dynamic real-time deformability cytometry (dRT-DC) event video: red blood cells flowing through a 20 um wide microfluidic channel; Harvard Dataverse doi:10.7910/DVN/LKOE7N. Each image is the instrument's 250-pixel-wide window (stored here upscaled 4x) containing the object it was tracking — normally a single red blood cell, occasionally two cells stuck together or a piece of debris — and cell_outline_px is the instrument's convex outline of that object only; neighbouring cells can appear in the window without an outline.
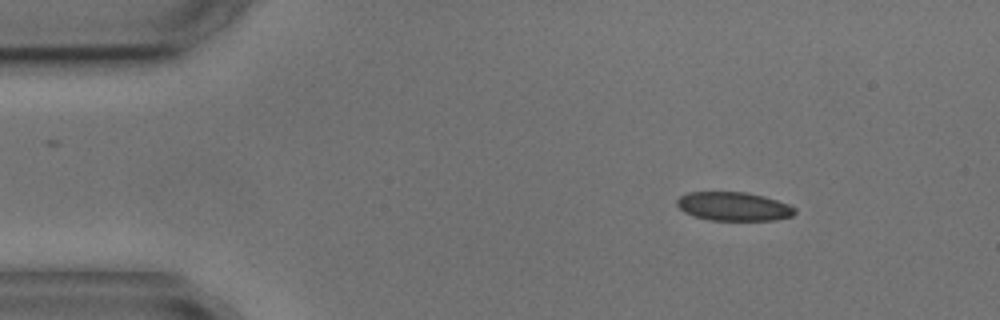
{"species": "common noctule bat (a hibernating species)", "species_latin": "Nyctalus noctula", "temperature_condition": "cold", "stored_images_in_passage": 3, "camera_frame_rate_fps": 3000, "um_per_image_px": 0.085, "animal": {"sex": "male", "body_mass_g": 17.9, "forearm_length_mm": 54.2}, "frame": {"image": 1, "passage_image": 1, "time_ms": 0.0, "image_size_px": [1000, 320], "cell_outline_px": [[796, 212], [792, 216], [776, 220], [708, 220], [692, 216], [684, 212], [676, 204], [676, 200], [680, 196], [688, 192], [744, 192], [764, 196], [788, 204], [796, 208]], "centroid_in_image_um": [62.34, 17.55], "position_along_channel_um": 22.7, "area_um2": 19.83}}
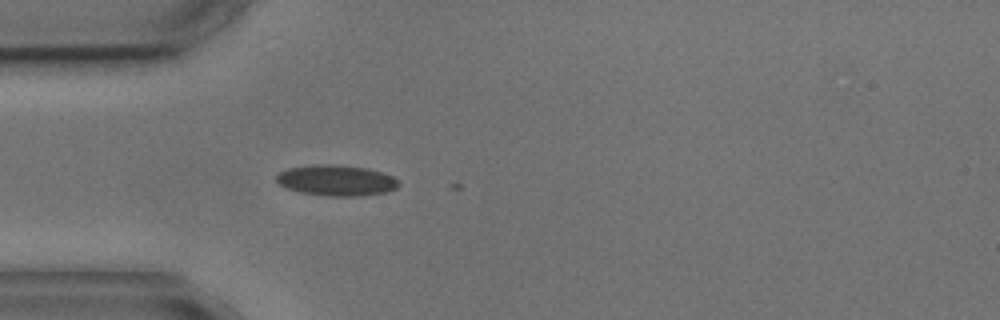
{"frame": {"image": 2, "passage_image": 3, "time_ms": 2.667, "image_size_px": [1000, 320], "cell_outline_px": [[400, 184], [396, 188], [384, 192], [360, 196], [328, 196], [300, 192], [284, 188], [276, 180], [276, 176], [280, 172], [288, 168], [316, 164], [332, 164], [368, 168], [392, 176]], "centroid_in_image_um": [28.56, 15.33], "position_along_channel_um": 56.4, "area_um2": 21.85}}